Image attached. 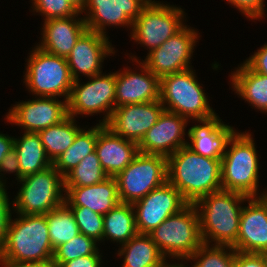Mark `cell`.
Masks as SVG:
<instances>
[{"instance_id":"cell-1","label":"cell","mask_w":267,"mask_h":267,"mask_svg":"<svg viewBox=\"0 0 267 267\" xmlns=\"http://www.w3.org/2000/svg\"><path fill=\"white\" fill-rule=\"evenodd\" d=\"M167 181L188 203L222 189L221 159H211L181 147L167 157Z\"/></svg>"},{"instance_id":"cell-2","label":"cell","mask_w":267,"mask_h":267,"mask_svg":"<svg viewBox=\"0 0 267 267\" xmlns=\"http://www.w3.org/2000/svg\"><path fill=\"white\" fill-rule=\"evenodd\" d=\"M249 198L238 192L221 189L197 200L194 205L199 214L202 242L232 246L239 232L241 205Z\"/></svg>"},{"instance_id":"cell-3","label":"cell","mask_w":267,"mask_h":267,"mask_svg":"<svg viewBox=\"0 0 267 267\" xmlns=\"http://www.w3.org/2000/svg\"><path fill=\"white\" fill-rule=\"evenodd\" d=\"M11 218L7 239L0 249V261L52 262V248L45 214Z\"/></svg>"},{"instance_id":"cell-4","label":"cell","mask_w":267,"mask_h":267,"mask_svg":"<svg viewBox=\"0 0 267 267\" xmlns=\"http://www.w3.org/2000/svg\"><path fill=\"white\" fill-rule=\"evenodd\" d=\"M230 146V147H229ZM252 134L235 132L228 141L221 158V186L223 190L238 192L247 197H260L259 158ZM258 192V193H257Z\"/></svg>"},{"instance_id":"cell-5","label":"cell","mask_w":267,"mask_h":267,"mask_svg":"<svg viewBox=\"0 0 267 267\" xmlns=\"http://www.w3.org/2000/svg\"><path fill=\"white\" fill-rule=\"evenodd\" d=\"M148 235L166 259L187 260L203 244L197 208L188 203Z\"/></svg>"},{"instance_id":"cell-6","label":"cell","mask_w":267,"mask_h":267,"mask_svg":"<svg viewBox=\"0 0 267 267\" xmlns=\"http://www.w3.org/2000/svg\"><path fill=\"white\" fill-rule=\"evenodd\" d=\"M196 77L195 70L190 68L160 78V101L166 111L192 121L216 115Z\"/></svg>"},{"instance_id":"cell-7","label":"cell","mask_w":267,"mask_h":267,"mask_svg":"<svg viewBox=\"0 0 267 267\" xmlns=\"http://www.w3.org/2000/svg\"><path fill=\"white\" fill-rule=\"evenodd\" d=\"M28 57L24 83L35 97H60L68 100L73 85L66 58L50 54L38 46Z\"/></svg>"},{"instance_id":"cell-8","label":"cell","mask_w":267,"mask_h":267,"mask_svg":"<svg viewBox=\"0 0 267 267\" xmlns=\"http://www.w3.org/2000/svg\"><path fill=\"white\" fill-rule=\"evenodd\" d=\"M17 182L21 186L18 195L11 201V207L17 214H47L65 203V180L53 165Z\"/></svg>"},{"instance_id":"cell-9","label":"cell","mask_w":267,"mask_h":267,"mask_svg":"<svg viewBox=\"0 0 267 267\" xmlns=\"http://www.w3.org/2000/svg\"><path fill=\"white\" fill-rule=\"evenodd\" d=\"M184 15L183 9L176 5L148 2L132 23L131 38L150 52L185 26Z\"/></svg>"},{"instance_id":"cell-10","label":"cell","mask_w":267,"mask_h":267,"mask_svg":"<svg viewBox=\"0 0 267 267\" xmlns=\"http://www.w3.org/2000/svg\"><path fill=\"white\" fill-rule=\"evenodd\" d=\"M115 178L120 201L133 204L167 181V157L139 152Z\"/></svg>"},{"instance_id":"cell-11","label":"cell","mask_w":267,"mask_h":267,"mask_svg":"<svg viewBox=\"0 0 267 267\" xmlns=\"http://www.w3.org/2000/svg\"><path fill=\"white\" fill-rule=\"evenodd\" d=\"M100 73L88 77L90 81L74 80L67 100L68 115H91L106 113L99 123L106 124L115 109L116 73Z\"/></svg>"},{"instance_id":"cell-12","label":"cell","mask_w":267,"mask_h":267,"mask_svg":"<svg viewBox=\"0 0 267 267\" xmlns=\"http://www.w3.org/2000/svg\"><path fill=\"white\" fill-rule=\"evenodd\" d=\"M185 25L174 36L151 50L142 63L159 78L192 68L190 59L198 42L197 30Z\"/></svg>"},{"instance_id":"cell-13","label":"cell","mask_w":267,"mask_h":267,"mask_svg":"<svg viewBox=\"0 0 267 267\" xmlns=\"http://www.w3.org/2000/svg\"><path fill=\"white\" fill-rule=\"evenodd\" d=\"M187 204L188 202L179 190L166 181L132 204L138 234H149L169 216L179 212Z\"/></svg>"},{"instance_id":"cell-14","label":"cell","mask_w":267,"mask_h":267,"mask_svg":"<svg viewBox=\"0 0 267 267\" xmlns=\"http://www.w3.org/2000/svg\"><path fill=\"white\" fill-rule=\"evenodd\" d=\"M67 100L56 97H35L33 100L18 102L6 115V121L16 124L24 132L39 131L59 124L68 117Z\"/></svg>"},{"instance_id":"cell-15","label":"cell","mask_w":267,"mask_h":267,"mask_svg":"<svg viewBox=\"0 0 267 267\" xmlns=\"http://www.w3.org/2000/svg\"><path fill=\"white\" fill-rule=\"evenodd\" d=\"M147 3L145 0H87L81 13L86 11L83 18L87 30L108 36L106 26L132 28Z\"/></svg>"},{"instance_id":"cell-16","label":"cell","mask_w":267,"mask_h":267,"mask_svg":"<svg viewBox=\"0 0 267 267\" xmlns=\"http://www.w3.org/2000/svg\"><path fill=\"white\" fill-rule=\"evenodd\" d=\"M164 110L160 100L118 106L105 125L115 134L139 144Z\"/></svg>"},{"instance_id":"cell-17","label":"cell","mask_w":267,"mask_h":267,"mask_svg":"<svg viewBox=\"0 0 267 267\" xmlns=\"http://www.w3.org/2000/svg\"><path fill=\"white\" fill-rule=\"evenodd\" d=\"M240 214L239 232L232 247L239 252L267 254V191L250 197Z\"/></svg>"},{"instance_id":"cell-18","label":"cell","mask_w":267,"mask_h":267,"mask_svg":"<svg viewBox=\"0 0 267 267\" xmlns=\"http://www.w3.org/2000/svg\"><path fill=\"white\" fill-rule=\"evenodd\" d=\"M187 124L188 119L184 116L164 110L138 144V151L165 157L172 155L187 145L185 140Z\"/></svg>"},{"instance_id":"cell-19","label":"cell","mask_w":267,"mask_h":267,"mask_svg":"<svg viewBox=\"0 0 267 267\" xmlns=\"http://www.w3.org/2000/svg\"><path fill=\"white\" fill-rule=\"evenodd\" d=\"M111 54L115 50L107 36L86 30L66 58L72 79H80V73L85 77L102 73V63Z\"/></svg>"},{"instance_id":"cell-20","label":"cell","mask_w":267,"mask_h":267,"mask_svg":"<svg viewBox=\"0 0 267 267\" xmlns=\"http://www.w3.org/2000/svg\"><path fill=\"white\" fill-rule=\"evenodd\" d=\"M129 57L139 63L141 73L127 67L124 71H116L115 107L160 100V78L140 62V59L131 54Z\"/></svg>"},{"instance_id":"cell-21","label":"cell","mask_w":267,"mask_h":267,"mask_svg":"<svg viewBox=\"0 0 267 267\" xmlns=\"http://www.w3.org/2000/svg\"><path fill=\"white\" fill-rule=\"evenodd\" d=\"M198 122L199 125L188 129L186 134L191 143L188 141L186 146L204 157L221 159L236 129L224 124L217 114L208 119L197 120Z\"/></svg>"},{"instance_id":"cell-22","label":"cell","mask_w":267,"mask_h":267,"mask_svg":"<svg viewBox=\"0 0 267 267\" xmlns=\"http://www.w3.org/2000/svg\"><path fill=\"white\" fill-rule=\"evenodd\" d=\"M95 152L109 177H116L139 153L136 142L115 134L105 124L98 123Z\"/></svg>"},{"instance_id":"cell-23","label":"cell","mask_w":267,"mask_h":267,"mask_svg":"<svg viewBox=\"0 0 267 267\" xmlns=\"http://www.w3.org/2000/svg\"><path fill=\"white\" fill-rule=\"evenodd\" d=\"M80 14L44 21L42 41L37 46L50 54L67 58L79 37L87 30L84 18H78Z\"/></svg>"},{"instance_id":"cell-24","label":"cell","mask_w":267,"mask_h":267,"mask_svg":"<svg viewBox=\"0 0 267 267\" xmlns=\"http://www.w3.org/2000/svg\"><path fill=\"white\" fill-rule=\"evenodd\" d=\"M65 203L68 206H85L93 212L105 215L121 201L115 177L85 187H65Z\"/></svg>"},{"instance_id":"cell-25","label":"cell","mask_w":267,"mask_h":267,"mask_svg":"<svg viewBox=\"0 0 267 267\" xmlns=\"http://www.w3.org/2000/svg\"><path fill=\"white\" fill-rule=\"evenodd\" d=\"M229 76L232 89L240 98L267 113V76L252 71L244 62Z\"/></svg>"},{"instance_id":"cell-26","label":"cell","mask_w":267,"mask_h":267,"mask_svg":"<svg viewBox=\"0 0 267 267\" xmlns=\"http://www.w3.org/2000/svg\"><path fill=\"white\" fill-rule=\"evenodd\" d=\"M122 267H159L166 258L148 234H137L119 247Z\"/></svg>"},{"instance_id":"cell-27","label":"cell","mask_w":267,"mask_h":267,"mask_svg":"<svg viewBox=\"0 0 267 267\" xmlns=\"http://www.w3.org/2000/svg\"><path fill=\"white\" fill-rule=\"evenodd\" d=\"M20 138H14V150L20 164L21 179L25 176L45 170L52 165L47 157L38 133L24 132Z\"/></svg>"},{"instance_id":"cell-28","label":"cell","mask_w":267,"mask_h":267,"mask_svg":"<svg viewBox=\"0 0 267 267\" xmlns=\"http://www.w3.org/2000/svg\"><path fill=\"white\" fill-rule=\"evenodd\" d=\"M137 234L132 204L120 202L103 215V241L109 239L122 245Z\"/></svg>"},{"instance_id":"cell-29","label":"cell","mask_w":267,"mask_h":267,"mask_svg":"<svg viewBox=\"0 0 267 267\" xmlns=\"http://www.w3.org/2000/svg\"><path fill=\"white\" fill-rule=\"evenodd\" d=\"M72 116L59 124L49 126L38 132L47 157L53 163L74 142L77 133L82 129Z\"/></svg>"},{"instance_id":"cell-30","label":"cell","mask_w":267,"mask_h":267,"mask_svg":"<svg viewBox=\"0 0 267 267\" xmlns=\"http://www.w3.org/2000/svg\"><path fill=\"white\" fill-rule=\"evenodd\" d=\"M98 137V123L88 130L81 129L73 144L63 152L53 163L54 168L65 177L87 155L95 152Z\"/></svg>"},{"instance_id":"cell-31","label":"cell","mask_w":267,"mask_h":267,"mask_svg":"<svg viewBox=\"0 0 267 267\" xmlns=\"http://www.w3.org/2000/svg\"><path fill=\"white\" fill-rule=\"evenodd\" d=\"M45 216L53 250L80 233L73 212L66 203L50 210Z\"/></svg>"},{"instance_id":"cell-32","label":"cell","mask_w":267,"mask_h":267,"mask_svg":"<svg viewBox=\"0 0 267 267\" xmlns=\"http://www.w3.org/2000/svg\"><path fill=\"white\" fill-rule=\"evenodd\" d=\"M109 176L106 174L100 160L93 152L83 160L65 177V187H85L102 182Z\"/></svg>"},{"instance_id":"cell-33","label":"cell","mask_w":267,"mask_h":267,"mask_svg":"<svg viewBox=\"0 0 267 267\" xmlns=\"http://www.w3.org/2000/svg\"><path fill=\"white\" fill-rule=\"evenodd\" d=\"M235 252L230 245L203 243L187 261L193 260L192 267H234Z\"/></svg>"},{"instance_id":"cell-34","label":"cell","mask_w":267,"mask_h":267,"mask_svg":"<svg viewBox=\"0 0 267 267\" xmlns=\"http://www.w3.org/2000/svg\"><path fill=\"white\" fill-rule=\"evenodd\" d=\"M97 241L82 233L72 238L69 242L61 244L54 250L52 263L61 267L65 262L78 257L100 254Z\"/></svg>"},{"instance_id":"cell-35","label":"cell","mask_w":267,"mask_h":267,"mask_svg":"<svg viewBox=\"0 0 267 267\" xmlns=\"http://www.w3.org/2000/svg\"><path fill=\"white\" fill-rule=\"evenodd\" d=\"M75 217L80 233L103 242V215L85 206H69Z\"/></svg>"},{"instance_id":"cell-36","label":"cell","mask_w":267,"mask_h":267,"mask_svg":"<svg viewBox=\"0 0 267 267\" xmlns=\"http://www.w3.org/2000/svg\"><path fill=\"white\" fill-rule=\"evenodd\" d=\"M33 11L45 17L46 20L67 18L77 15L79 12L68 0H31Z\"/></svg>"},{"instance_id":"cell-37","label":"cell","mask_w":267,"mask_h":267,"mask_svg":"<svg viewBox=\"0 0 267 267\" xmlns=\"http://www.w3.org/2000/svg\"><path fill=\"white\" fill-rule=\"evenodd\" d=\"M6 187L0 185V249L6 242L8 227L12 218V208Z\"/></svg>"},{"instance_id":"cell-38","label":"cell","mask_w":267,"mask_h":267,"mask_svg":"<svg viewBox=\"0 0 267 267\" xmlns=\"http://www.w3.org/2000/svg\"><path fill=\"white\" fill-rule=\"evenodd\" d=\"M228 4L235 6L249 20H260L265 16L264 0H226Z\"/></svg>"},{"instance_id":"cell-39","label":"cell","mask_w":267,"mask_h":267,"mask_svg":"<svg viewBox=\"0 0 267 267\" xmlns=\"http://www.w3.org/2000/svg\"><path fill=\"white\" fill-rule=\"evenodd\" d=\"M234 267H267V254L236 251Z\"/></svg>"},{"instance_id":"cell-40","label":"cell","mask_w":267,"mask_h":267,"mask_svg":"<svg viewBox=\"0 0 267 267\" xmlns=\"http://www.w3.org/2000/svg\"><path fill=\"white\" fill-rule=\"evenodd\" d=\"M15 173L16 180H21V171L20 164L18 161V156L16 151L13 149L10 152L6 153L2 161L0 162V185H6V180H3V173ZM2 176V177H1ZM2 178V179H1Z\"/></svg>"},{"instance_id":"cell-41","label":"cell","mask_w":267,"mask_h":267,"mask_svg":"<svg viewBox=\"0 0 267 267\" xmlns=\"http://www.w3.org/2000/svg\"><path fill=\"white\" fill-rule=\"evenodd\" d=\"M254 72L267 76V43L244 61Z\"/></svg>"},{"instance_id":"cell-42","label":"cell","mask_w":267,"mask_h":267,"mask_svg":"<svg viewBox=\"0 0 267 267\" xmlns=\"http://www.w3.org/2000/svg\"><path fill=\"white\" fill-rule=\"evenodd\" d=\"M102 255L93 254L65 262L61 267H102Z\"/></svg>"},{"instance_id":"cell-43","label":"cell","mask_w":267,"mask_h":267,"mask_svg":"<svg viewBox=\"0 0 267 267\" xmlns=\"http://www.w3.org/2000/svg\"><path fill=\"white\" fill-rule=\"evenodd\" d=\"M3 267H56L52 262H13L0 261Z\"/></svg>"},{"instance_id":"cell-44","label":"cell","mask_w":267,"mask_h":267,"mask_svg":"<svg viewBox=\"0 0 267 267\" xmlns=\"http://www.w3.org/2000/svg\"><path fill=\"white\" fill-rule=\"evenodd\" d=\"M14 149V137L0 133V162L5 154Z\"/></svg>"},{"instance_id":"cell-45","label":"cell","mask_w":267,"mask_h":267,"mask_svg":"<svg viewBox=\"0 0 267 267\" xmlns=\"http://www.w3.org/2000/svg\"><path fill=\"white\" fill-rule=\"evenodd\" d=\"M73 7L78 11V12H82L85 5H86V1L87 0H68Z\"/></svg>"},{"instance_id":"cell-46","label":"cell","mask_w":267,"mask_h":267,"mask_svg":"<svg viewBox=\"0 0 267 267\" xmlns=\"http://www.w3.org/2000/svg\"><path fill=\"white\" fill-rule=\"evenodd\" d=\"M168 260H166L162 265H160L159 267H187L185 264H183V263H176L175 262V264H169L168 262H167Z\"/></svg>"},{"instance_id":"cell-47","label":"cell","mask_w":267,"mask_h":267,"mask_svg":"<svg viewBox=\"0 0 267 267\" xmlns=\"http://www.w3.org/2000/svg\"><path fill=\"white\" fill-rule=\"evenodd\" d=\"M146 2H159V1H155V0H145Z\"/></svg>"}]
</instances>
